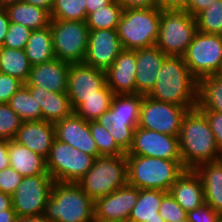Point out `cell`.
<instances>
[{
    "mask_svg": "<svg viewBox=\"0 0 222 222\" xmlns=\"http://www.w3.org/2000/svg\"><path fill=\"white\" fill-rule=\"evenodd\" d=\"M178 138L185 169L194 170L198 165L221 159L210 124L198 108L186 113Z\"/></svg>",
    "mask_w": 222,
    "mask_h": 222,
    "instance_id": "6da1fadb",
    "label": "cell"
},
{
    "mask_svg": "<svg viewBox=\"0 0 222 222\" xmlns=\"http://www.w3.org/2000/svg\"><path fill=\"white\" fill-rule=\"evenodd\" d=\"M197 91L198 80L190 73L184 57L167 56L158 72L156 83L147 96L194 109L197 108Z\"/></svg>",
    "mask_w": 222,
    "mask_h": 222,
    "instance_id": "7a4b0ae2",
    "label": "cell"
},
{
    "mask_svg": "<svg viewBox=\"0 0 222 222\" xmlns=\"http://www.w3.org/2000/svg\"><path fill=\"white\" fill-rule=\"evenodd\" d=\"M43 215L52 222H90L94 201L77 183L54 182Z\"/></svg>",
    "mask_w": 222,
    "mask_h": 222,
    "instance_id": "3957f363",
    "label": "cell"
},
{
    "mask_svg": "<svg viewBox=\"0 0 222 222\" xmlns=\"http://www.w3.org/2000/svg\"><path fill=\"white\" fill-rule=\"evenodd\" d=\"M127 183L138 189H158L169 192L185 171L183 161L144 156H126Z\"/></svg>",
    "mask_w": 222,
    "mask_h": 222,
    "instance_id": "277c9868",
    "label": "cell"
},
{
    "mask_svg": "<svg viewBox=\"0 0 222 222\" xmlns=\"http://www.w3.org/2000/svg\"><path fill=\"white\" fill-rule=\"evenodd\" d=\"M143 96L137 93L114 95L111 107L96 120L111 134L125 153H128L133 143Z\"/></svg>",
    "mask_w": 222,
    "mask_h": 222,
    "instance_id": "5b68a950",
    "label": "cell"
},
{
    "mask_svg": "<svg viewBox=\"0 0 222 222\" xmlns=\"http://www.w3.org/2000/svg\"><path fill=\"white\" fill-rule=\"evenodd\" d=\"M160 18L159 7L123 10L117 26L122 48L137 50L155 46Z\"/></svg>",
    "mask_w": 222,
    "mask_h": 222,
    "instance_id": "8992f818",
    "label": "cell"
},
{
    "mask_svg": "<svg viewBox=\"0 0 222 222\" xmlns=\"http://www.w3.org/2000/svg\"><path fill=\"white\" fill-rule=\"evenodd\" d=\"M125 184H127L126 155L95 158L92 168L77 182L93 201L113 193Z\"/></svg>",
    "mask_w": 222,
    "mask_h": 222,
    "instance_id": "52a82bcc",
    "label": "cell"
},
{
    "mask_svg": "<svg viewBox=\"0 0 222 222\" xmlns=\"http://www.w3.org/2000/svg\"><path fill=\"white\" fill-rule=\"evenodd\" d=\"M197 31L195 17L185 9L161 10L155 46L167 56L183 57Z\"/></svg>",
    "mask_w": 222,
    "mask_h": 222,
    "instance_id": "ba28073f",
    "label": "cell"
},
{
    "mask_svg": "<svg viewBox=\"0 0 222 222\" xmlns=\"http://www.w3.org/2000/svg\"><path fill=\"white\" fill-rule=\"evenodd\" d=\"M94 160L55 138L46 159L47 172L55 182L77 183L92 168Z\"/></svg>",
    "mask_w": 222,
    "mask_h": 222,
    "instance_id": "9c48e42d",
    "label": "cell"
},
{
    "mask_svg": "<svg viewBox=\"0 0 222 222\" xmlns=\"http://www.w3.org/2000/svg\"><path fill=\"white\" fill-rule=\"evenodd\" d=\"M53 50L56 58L69 63H83L89 28L85 21L51 19Z\"/></svg>",
    "mask_w": 222,
    "mask_h": 222,
    "instance_id": "30bf717a",
    "label": "cell"
},
{
    "mask_svg": "<svg viewBox=\"0 0 222 222\" xmlns=\"http://www.w3.org/2000/svg\"><path fill=\"white\" fill-rule=\"evenodd\" d=\"M197 79L222 72V35L197 31L183 56Z\"/></svg>",
    "mask_w": 222,
    "mask_h": 222,
    "instance_id": "8fae6325",
    "label": "cell"
},
{
    "mask_svg": "<svg viewBox=\"0 0 222 222\" xmlns=\"http://www.w3.org/2000/svg\"><path fill=\"white\" fill-rule=\"evenodd\" d=\"M50 174L23 177L12 196V206L19 219L42 216L54 184Z\"/></svg>",
    "mask_w": 222,
    "mask_h": 222,
    "instance_id": "7c38bea8",
    "label": "cell"
},
{
    "mask_svg": "<svg viewBox=\"0 0 222 222\" xmlns=\"http://www.w3.org/2000/svg\"><path fill=\"white\" fill-rule=\"evenodd\" d=\"M192 109L143 96L138 127L179 137L182 120Z\"/></svg>",
    "mask_w": 222,
    "mask_h": 222,
    "instance_id": "4fadbf2b",
    "label": "cell"
},
{
    "mask_svg": "<svg viewBox=\"0 0 222 222\" xmlns=\"http://www.w3.org/2000/svg\"><path fill=\"white\" fill-rule=\"evenodd\" d=\"M126 156H144L182 161L179 138L137 127L131 149Z\"/></svg>",
    "mask_w": 222,
    "mask_h": 222,
    "instance_id": "5bb4252c",
    "label": "cell"
},
{
    "mask_svg": "<svg viewBox=\"0 0 222 222\" xmlns=\"http://www.w3.org/2000/svg\"><path fill=\"white\" fill-rule=\"evenodd\" d=\"M106 85L105 71L84 63H71L67 94L73 111L91 96H100Z\"/></svg>",
    "mask_w": 222,
    "mask_h": 222,
    "instance_id": "9a60e30c",
    "label": "cell"
},
{
    "mask_svg": "<svg viewBox=\"0 0 222 222\" xmlns=\"http://www.w3.org/2000/svg\"><path fill=\"white\" fill-rule=\"evenodd\" d=\"M122 50L117 29L89 30L83 63L106 71Z\"/></svg>",
    "mask_w": 222,
    "mask_h": 222,
    "instance_id": "2e32d148",
    "label": "cell"
},
{
    "mask_svg": "<svg viewBox=\"0 0 222 222\" xmlns=\"http://www.w3.org/2000/svg\"><path fill=\"white\" fill-rule=\"evenodd\" d=\"M139 197V189L128 183L113 193L94 201V216L117 222H128Z\"/></svg>",
    "mask_w": 222,
    "mask_h": 222,
    "instance_id": "e0dca14e",
    "label": "cell"
},
{
    "mask_svg": "<svg viewBox=\"0 0 222 222\" xmlns=\"http://www.w3.org/2000/svg\"><path fill=\"white\" fill-rule=\"evenodd\" d=\"M54 125L56 139L94 158L101 157L88 121L73 112L69 117H65Z\"/></svg>",
    "mask_w": 222,
    "mask_h": 222,
    "instance_id": "ac0fdd59",
    "label": "cell"
},
{
    "mask_svg": "<svg viewBox=\"0 0 222 222\" xmlns=\"http://www.w3.org/2000/svg\"><path fill=\"white\" fill-rule=\"evenodd\" d=\"M71 63L53 58L31 67L25 86H38L51 92H67L68 74Z\"/></svg>",
    "mask_w": 222,
    "mask_h": 222,
    "instance_id": "d6986e66",
    "label": "cell"
},
{
    "mask_svg": "<svg viewBox=\"0 0 222 222\" xmlns=\"http://www.w3.org/2000/svg\"><path fill=\"white\" fill-rule=\"evenodd\" d=\"M136 53L123 49L105 71L106 85L116 94H136Z\"/></svg>",
    "mask_w": 222,
    "mask_h": 222,
    "instance_id": "ffe728a7",
    "label": "cell"
},
{
    "mask_svg": "<svg viewBox=\"0 0 222 222\" xmlns=\"http://www.w3.org/2000/svg\"><path fill=\"white\" fill-rule=\"evenodd\" d=\"M55 138V125L40 120L22 121L13 140L47 159Z\"/></svg>",
    "mask_w": 222,
    "mask_h": 222,
    "instance_id": "44dd1931",
    "label": "cell"
},
{
    "mask_svg": "<svg viewBox=\"0 0 222 222\" xmlns=\"http://www.w3.org/2000/svg\"><path fill=\"white\" fill-rule=\"evenodd\" d=\"M136 53V93L144 96L153 89L158 72L167 57L157 46L137 49Z\"/></svg>",
    "mask_w": 222,
    "mask_h": 222,
    "instance_id": "7402d4cb",
    "label": "cell"
},
{
    "mask_svg": "<svg viewBox=\"0 0 222 222\" xmlns=\"http://www.w3.org/2000/svg\"><path fill=\"white\" fill-rule=\"evenodd\" d=\"M169 193L187 213L205 203L201 179L193 169H185L171 186Z\"/></svg>",
    "mask_w": 222,
    "mask_h": 222,
    "instance_id": "603a6c76",
    "label": "cell"
},
{
    "mask_svg": "<svg viewBox=\"0 0 222 222\" xmlns=\"http://www.w3.org/2000/svg\"><path fill=\"white\" fill-rule=\"evenodd\" d=\"M42 109V120L55 124L74 111L67 92H51L38 86H26Z\"/></svg>",
    "mask_w": 222,
    "mask_h": 222,
    "instance_id": "cb8c5ba5",
    "label": "cell"
},
{
    "mask_svg": "<svg viewBox=\"0 0 222 222\" xmlns=\"http://www.w3.org/2000/svg\"><path fill=\"white\" fill-rule=\"evenodd\" d=\"M194 170L201 179L205 202L222 216V160L203 163Z\"/></svg>",
    "mask_w": 222,
    "mask_h": 222,
    "instance_id": "d4e9b609",
    "label": "cell"
},
{
    "mask_svg": "<svg viewBox=\"0 0 222 222\" xmlns=\"http://www.w3.org/2000/svg\"><path fill=\"white\" fill-rule=\"evenodd\" d=\"M10 167L22 177L49 174L46 159L14 140L8 141Z\"/></svg>",
    "mask_w": 222,
    "mask_h": 222,
    "instance_id": "484cf974",
    "label": "cell"
},
{
    "mask_svg": "<svg viewBox=\"0 0 222 222\" xmlns=\"http://www.w3.org/2000/svg\"><path fill=\"white\" fill-rule=\"evenodd\" d=\"M10 22L23 25L31 30L50 26L51 14L44 8L25 3H13L5 7Z\"/></svg>",
    "mask_w": 222,
    "mask_h": 222,
    "instance_id": "4316f807",
    "label": "cell"
},
{
    "mask_svg": "<svg viewBox=\"0 0 222 222\" xmlns=\"http://www.w3.org/2000/svg\"><path fill=\"white\" fill-rule=\"evenodd\" d=\"M166 193L158 189H139V197L128 222H165L159 208Z\"/></svg>",
    "mask_w": 222,
    "mask_h": 222,
    "instance_id": "83f0119b",
    "label": "cell"
},
{
    "mask_svg": "<svg viewBox=\"0 0 222 222\" xmlns=\"http://www.w3.org/2000/svg\"><path fill=\"white\" fill-rule=\"evenodd\" d=\"M197 108L222 113V74L198 80Z\"/></svg>",
    "mask_w": 222,
    "mask_h": 222,
    "instance_id": "f1b7e54d",
    "label": "cell"
},
{
    "mask_svg": "<svg viewBox=\"0 0 222 222\" xmlns=\"http://www.w3.org/2000/svg\"><path fill=\"white\" fill-rule=\"evenodd\" d=\"M24 50L32 66L55 58L50 26L32 30Z\"/></svg>",
    "mask_w": 222,
    "mask_h": 222,
    "instance_id": "f546056e",
    "label": "cell"
},
{
    "mask_svg": "<svg viewBox=\"0 0 222 222\" xmlns=\"http://www.w3.org/2000/svg\"><path fill=\"white\" fill-rule=\"evenodd\" d=\"M32 65L24 49L1 47L0 72L17 78L24 84L28 81Z\"/></svg>",
    "mask_w": 222,
    "mask_h": 222,
    "instance_id": "4dcf8cb0",
    "label": "cell"
},
{
    "mask_svg": "<svg viewBox=\"0 0 222 222\" xmlns=\"http://www.w3.org/2000/svg\"><path fill=\"white\" fill-rule=\"evenodd\" d=\"M7 104L22 121L42 120V109L25 85L9 99Z\"/></svg>",
    "mask_w": 222,
    "mask_h": 222,
    "instance_id": "1f68e13d",
    "label": "cell"
},
{
    "mask_svg": "<svg viewBox=\"0 0 222 222\" xmlns=\"http://www.w3.org/2000/svg\"><path fill=\"white\" fill-rule=\"evenodd\" d=\"M114 95L112 90L105 85L100 89V96L86 98L85 101L74 110V113L88 122L96 121L111 107Z\"/></svg>",
    "mask_w": 222,
    "mask_h": 222,
    "instance_id": "d6a6232c",
    "label": "cell"
},
{
    "mask_svg": "<svg viewBox=\"0 0 222 222\" xmlns=\"http://www.w3.org/2000/svg\"><path fill=\"white\" fill-rule=\"evenodd\" d=\"M122 13L121 5L117 0H113L110 4L88 14L85 22L89 30L117 29Z\"/></svg>",
    "mask_w": 222,
    "mask_h": 222,
    "instance_id": "836d02e7",
    "label": "cell"
},
{
    "mask_svg": "<svg viewBox=\"0 0 222 222\" xmlns=\"http://www.w3.org/2000/svg\"><path fill=\"white\" fill-rule=\"evenodd\" d=\"M197 30L207 34L222 35V0H215L195 16Z\"/></svg>",
    "mask_w": 222,
    "mask_h": 222,
    "instance_id": "e575fe53",
    "label": "cell"
},
{
    "mask_svg": "<svg viewBox=\"0 0 222 222\" xmlns=\"http://www.w3.org/2000/svg\"><path fill=\"white\" fill-rule=\"evenodd\" d=\"M51 19L86 21V0H54Z\"/></svg>",
    "mask_w": 222,
    "mask_h": 222,
    "instance_id": "d590c367",
    "label": "cell"
},
{
    "mask_svg": "<svg viewBox=\"0 0 222 222\" xmlns=\"http://www.w3.org/2000/svg\"><path fill=\"white\" fill-rule=\"evenodd\" d=\"M89 128L100 156L126 155L111 134L98 121H89Z\"/></svg>",
    "mask_w": 222,
    "mask_h": 222,
    "instance_id": "8d00e7d4",
    "label": "cell"
},
{
    "mask_svg": "<svg viewBox=\"0 0 222 222\" xmlns=\"http://www.w3.org/2000/svg\"><path fill=\"white\" fill-rule=\"evenodd\" d=\"M21 123L20 117L7 103H0V139L13 140Z\"/></svg>",
    "mask_w": 222,
    "mask_h": 222,
    "instance_id": "74e56055",
    "label": "cell"
},
{
    "mask_svg": "<svg viewBox=\"0 0 222 222\" xmlns=\"http://www.w3.org/2000/svg\"><path fill=\"white\" fill-rule=\"evenodd\" d=\"M32 30L13 22H10L9 30L3 42L2 47L12 49H24Z\"/></svg>",
    "mask_w": 222,
    "mask_h": 222,
    "instance_id": "f35d334b",
    "label": "cell"
},
{
    "mask_svg": "<svg viewBox=\"0 0 222 222\" xmlns=\"http://www.w3.org/2000/svg\"><path fill=\"white\" fill-rule=\"evenodd\" d=\"M159 214L165 222L180 221L187 217V212L176 202L169 192L162 197Z\"/></svg>",
    "mask_w": 222,
    "mask_h": 222,
    "instance_id": "ab89813d",
    "label": "cell"
},
{
    "mask_svg": "<svg viewBox=\"0 0 222 222\" xmlns=\"http://www.w3.org/2000/svg\"><path fill=\"white\" fill-rule=\"evenodd\" d=\"M23 177L12 167L0 171V191L12 195L21 183Z\"/></svg>",
    "mask_w": 222,
    "mask_h": 222,
    "instance_id": "60d3db41",
    "label": "cell"
},
{
    "mask_svg": "<svg viewBox=\"0 0 222 222\" xmlns=\"http://www.w3.org/2000/svg\"><path fill=\"white\" fill-rule=\"evenodd\" d=\"M23 85L24 83L19 79L0 72V103H8Z\"/></svg>",
    "mask_w": 222,
    "mask_h": 222,
    "instance_id": "b9f144b4",
    "label": "cell"
},
{
    "mask_svg": "<svg viewBox=\"0 0 222 222\" xmlns=\"http://www.w3.org/2000/svg\"><path fill=\"white\" fill-rule=\"evenodd\" d=\"M191 222H222V216L206 202L187 213Z\"/></svg>",
    "mask_w": 222,
    "mask_h": 222,
    "instance_id": "7bdbcfd3",
    "label": "cell"
},
{
    "mask_svg": "<svg viewBox=\"0 0 222 222\" xmlns=\"http://www.w3.org/2000/svg\"><path fill=\"white\" fill-rule=\"evenodd\" d=\"M200 111L206 116L211 130L214 133L219 152L222 154V113L209 110Z\"/></svg>",
    "mask_w": 222,
    "mask_h": 222,
    "instance_id": "ee69618b",
    "label": "cell"
},
{
    "mask_svg": "<svg viewBox=\"0 0 222 222\" xmlns=\"http://www.w3.org/2000/svg\"><path fill=\"white\" fill-rule=\"evenodd\" d=\"M123 10L158 7V0H117Z\"/></svg>",
    "mask_w": 222,
    "mask_h": 222,
    "instance_id": "f6af8a7d",
    "label": "cell"
},
{
    "mask_svg": "<svg viewBox=\"0 0 222 222\" xmlns=\"http://www.w3.org/2000/svg\"><path fill=\"white\" fill-rule=\"evenodd\" d=\"M215 0H187L185 10L193 17L208 8Z\"/></svg>",
    "mask_w": 222,
    "mask_h": 222,
    "instance_id": "bcb514c9",
    "label": "cell"
},
{
    "mask_svg": "<svg viewBox=\"0 0 222 222\" xmlns=\"http://www.w3.org/2000/svg\"><path fill=\"white\" fill-rule=\"evenodd\" d=\"M10 20L4 7H0V47L3 46L4 39L9 30Z\"/></svg>",
    "mask_w": 222,
    "mask_h": 222,
    "instance_id": "7dc6e473",
    "label": "cell"
},
{
    "mask_svg": "<svg viewBox=\"0 0 222 222\" xmlns=\"http://www.w3.org/2000/svg\"><path fill=\"white\" fill-rule=\"evenodd\" d=\"M187 0H158V7L164 9H185Z\"/></svg>",
    "mask_w": 222,
    "mask_h": 222,
    "instance_id": "c3c4849f",
    "label": "cell"
},
{
    "mask_svg": "<svg viewBox=\"0 0 222 222\" xmlns=\"http://www.w3.org/2000/svg\"><path fill=\"white\" fill-rule=\"evenodd\" d=\"M9 166L8 141L0 139V171Z\"/></svg>",
    "mask_w": 222,
    "mask_h": 222,
    "instance_id": "681fc988",
    "label": "cell"
},
{
    "mask_svg": "<svg viewBox=\"0 0 222 222\" xmlns=\"http://www.w3.org/2000/svg\"><path fill=\"white\" fill-rule=\"evenodd\" d=\"M113 0H86V16L103 6L110 4Z\"/></svg>",
    "mask_w": 222,
    "mask_h": 222,
    "instance_id": "f907efd6",
    "label": "cell"
},
{
    "mask_svg": "<svg viewBox=\"0 0 222 222\" xmlns=\"http://www.w3.org/2000/svg\"><path fill=\"white\" fill-rule=\"evenodd\" d=\"M19 218L13 207L9 210L0 211V222H18Z\"/></svg>",
    "mask_w": 222,
    "mask_h": 222,
    "instance_id": "816d5d0a",
    "label": "cell"
},
{
    "mask_svg": "<svg viewBox=\"0 0 222 222\" xmlns=\"http://www.w3.org/2000/svg\"><path fill=\"white\" fill-rule=\"evenodd\" d=\"M25 3L32 4L44 8L45 10L51 12L54 0H22Z\"/></svg>",
    "mask_w": 222,
    "mask_h": 222,
    "instance_id": "f5cc1de1",
    "label": "cell"
},
{
    "mask_svg": "<svg viewBox=\"0 0 222 222\" xmlns=\"http://www.w3.org/2000/svg\"><path fill=\"white\" fill-rule=\"evenodd\" d=\"M12 207V196L0 191V211L9 210Z\"/></svg>",
    "mask_w": 222,
    "mask_h": 222,
    "instance_id": "db71d44e",
    "label": "cell"
},
{
    "mask_svg": "<svg viewBox=\"0 0 222 222\" xmlns=\"http://www.w3.org/2000/svg\"><path fill=\"white\" fill-rule=\"evenodd\" d=\"M18 222H52V221H50L44 215H42V216H36V217H31V218L19 219Z\"/></svg>",
    "mask_w": 222,
    "mask_h": 222,
    "instance_id": "11a10c76",
    "label": "cell"
},
{
    "mask_svg": "<svg viewBox=\"0 0 222 222\" xmlns=\"http://www.w3.org/2000/svg\"><path fill=\"white\" fill-rule=\"evenodd\" d=\"M22 0H0V7H6L7 5L21 2Z\"/></svg>",
    "mask_w": 222,
    "mask_h": 222,
    "instance_id": "9f6ffc18",
    "label": "cell"
},
{
    "mask_svg": "<svg viewBox=\"0 0 222 222\" xmlns=\"http://www.w3.org/2000/svg\"><path fill=\"white\" fill-rule=\"evenodd\" d=\"M90 222H117V221H112V220H104V219H101V218H98L96 216H94Z\"/></svg>",
    "mask_w": 222,
    "mask_h": 222,
    "instance_id": "6f0895ef",
    "label": "cell"
},
{
    "mask_svg": "<svg viewBox=\"0 0 222 222\" xmlns=\"http://www.w3.org/2000/svg\"><path fill=\"white\" fill-rule=\"evenodd\" d=\"M175 222H191V221L186 217V218H184L183 220L175 221Z\"/></svg>",
    "mask_w": 222,
    "mask_h": 222,
    "instance_id": "680465c9",
    "label": "cell"
}]
</instances>
